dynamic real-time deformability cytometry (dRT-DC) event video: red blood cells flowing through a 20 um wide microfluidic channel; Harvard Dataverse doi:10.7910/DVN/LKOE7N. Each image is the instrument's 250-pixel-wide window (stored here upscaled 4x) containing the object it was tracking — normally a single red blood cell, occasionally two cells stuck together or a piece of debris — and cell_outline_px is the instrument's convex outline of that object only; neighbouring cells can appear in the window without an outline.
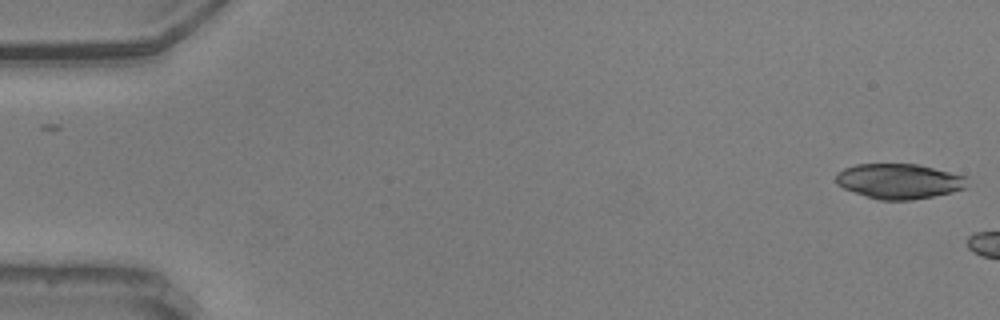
{"species": "common noctule bat (a hibernating species)", "species_latin": "Nyctalus noctula", "temperature_condition": "warm", "stored_images_in_passage": 6, "camera_frame_rate_fps": 3000, "um_per_image_px": 0.085, "animal": {"sex": "male", "body_mass_g": 20.5, "forearm_length_mm": 52.5}, "frame": {"image": 1, "passage_image": 1, "time_ms": 0.0, "image_size_px": [1000, 320], "cell_outline_px": [[968, 188], [952, 192], [912, 200], [880, 200], [844, 188], [836, 184], [836, 172], [844, 168], [856, 164], [916, 164], [964, 176]], "centroid_in_image_um": [76.39, 15.4], "position_along_channel_um": 8.6, "area_um2": 26.53}}